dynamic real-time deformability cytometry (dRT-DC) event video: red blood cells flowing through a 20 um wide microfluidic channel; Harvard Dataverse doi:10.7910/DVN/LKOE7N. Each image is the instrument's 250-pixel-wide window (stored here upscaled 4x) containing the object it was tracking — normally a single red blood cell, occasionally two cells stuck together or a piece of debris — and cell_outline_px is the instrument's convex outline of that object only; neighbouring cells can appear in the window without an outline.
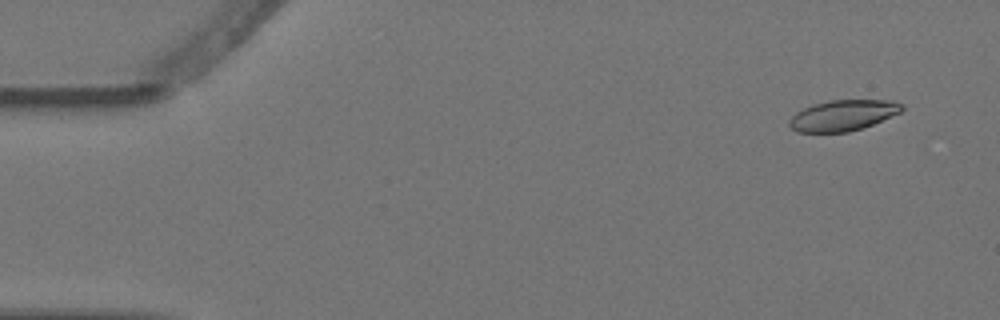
{"species": "Egyptian fruit bat (a non-hibernating species)", "species_latin": "Rousettus aegyptiacus", "temperature_condition": "warm", "stored_images_in_passage": 4, "camera_frame_rate_fps": 3000, "um_per_image_px": 0.085, "animal": {"sex": "female"}, "frame": {"image": 1, "passage_image": 1, "time_ms": 0.0, "image_size_px": [1000, 320], "cell_outline_px": [[904, 108], [900, 112], [872, 124], [848, 132], [796, 132], [788, 124], [788, 120], [796, 112], [812, 104], [828, 100], [892, 100], [904, 104]], "centroid_in_image_um": [71.63, 9.79], "position_along_channel_um": 13.4, "area_um2": 20.17}}
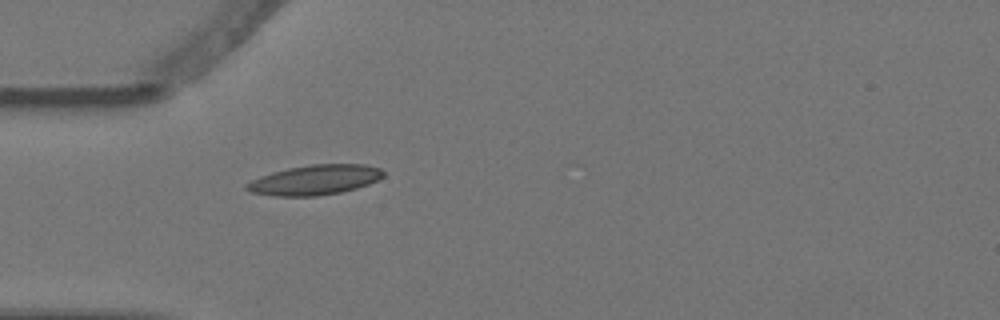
{"frame": {"image": 2, "passage_image": 4, "time_ms": 1.0, "image_size_px": [1000, 320], "cell_outline_px": [[384, 176], [368, 184], [356, 188], [340, 192], [316, 196], [276, 196], [252, 192], [244, 188], [244, 184], [260, 176], [272, 172], [288, 168], [312, 164], [364, 164], [380, 168], [384, 172]], "centroid_in_image_um": [26.75, 15.29], "position_along_channel_um": 58.3, "area_um2": 23.76}}